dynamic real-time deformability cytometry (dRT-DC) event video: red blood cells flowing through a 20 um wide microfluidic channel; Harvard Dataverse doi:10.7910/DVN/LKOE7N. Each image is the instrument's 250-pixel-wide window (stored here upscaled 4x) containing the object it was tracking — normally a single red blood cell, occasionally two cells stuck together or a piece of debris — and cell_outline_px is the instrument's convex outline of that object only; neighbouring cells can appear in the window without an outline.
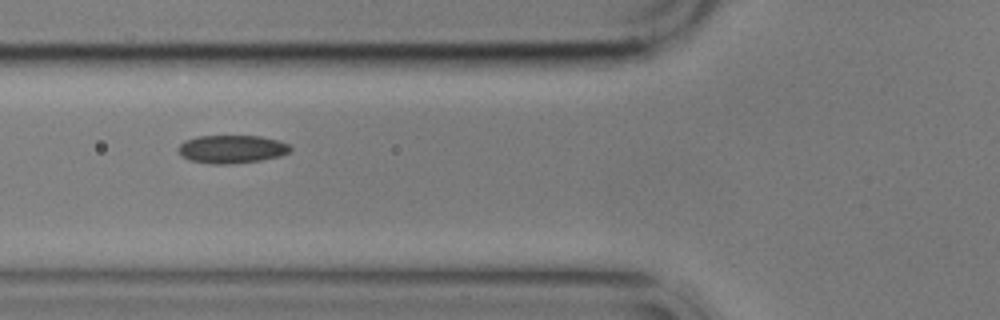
{"species": "common noctule bat (a hibernating species)", "species_latin": "Nyctalus noctula", "temperature_condition": "cold", "stored_images_in_passage": 7, "camera_frame_rate_fps": 3000, "um_per_image_px": 0.085, "animal": {"sex": "male", "body_mass_g": 17.9}, "frame": {"image": 1, "passage_image": 6, "time_ms": 5.667, "image_size_px": [1000, 320], "cell_outline_px": [[292, 148], [288, 152], [280, 156], [260, 160], [228, 164], [212, 164], [188, 160], [180, 156], [176, 148], [184, 140], [196, 136], [260, 136], [280, 140], [292, 144]], "centroid_in_image_um": [19.68, 12.67], "position_along_channel_um": 106.1, "area_um2": 18.67}}
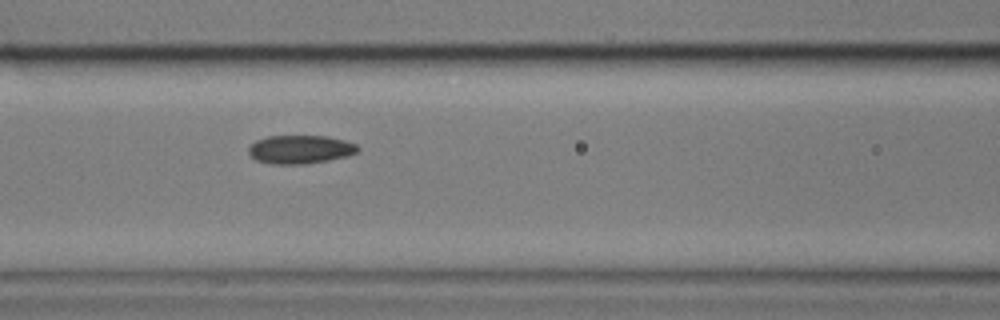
{"frame": {"image": 2, "passage_image": 7, "time_ms": 6.667, "image_size_px": [1000, 320], "cell_outline_px": [[360, 148], [356, 152], [348, 156], [308, 164], [272, 164], [256, 160], [248, 152], [248, 148], [256, 140], [268, 136], [328, 136], [344, 140], [356, 144]], "centroid_in_image_um": [25.53, 12.7], "position_along_channel_um": 141.1, "area_um2": 18.15}}